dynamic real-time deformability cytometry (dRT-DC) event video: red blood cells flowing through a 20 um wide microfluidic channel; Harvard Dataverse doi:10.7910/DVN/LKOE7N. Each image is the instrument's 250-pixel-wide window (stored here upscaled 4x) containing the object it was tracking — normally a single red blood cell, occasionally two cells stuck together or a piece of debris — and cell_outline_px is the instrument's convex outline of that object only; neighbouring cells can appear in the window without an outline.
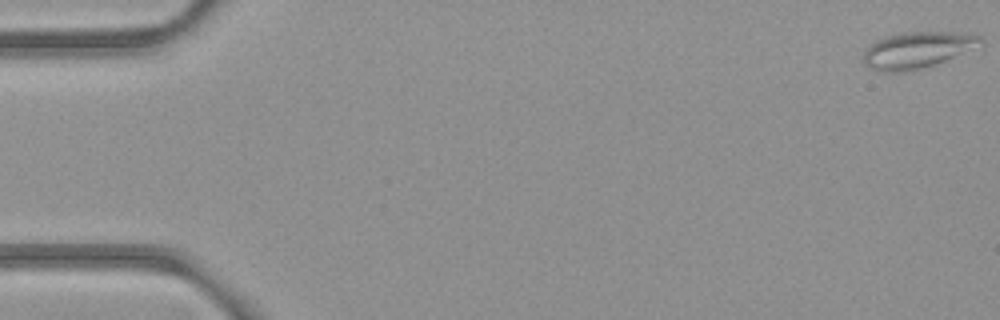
{"species": "common noctule bat (a hibernating species)", "species_latin": "Nyctalus noctula", "temperature_condition": "room temperature", "stored_images_in_passage": 10, "camera_frame_rate_fps": 3000, "um_per_image_px": 0.085, "animal": {"sex": "female", "body_mass_g": 21.9}, "frame": {"image": 1, "passage_image": 1, "time_ms": 0.0, "image_size_px": [1000, 320], "cell_outline_px": [[984, 44], [944, 60], [920, 68], [896, 72], [888, 72], [872, 68], [864, 60], [864, 52], [868, 44], [876, 40], [888, 36], [904, 32], [964, 32], [980, 36], [984, 40]], "centroid_in_image_um": [78.0, 4.21], "position_along_channel_um": 7.0, "area_um2": 24.28}}